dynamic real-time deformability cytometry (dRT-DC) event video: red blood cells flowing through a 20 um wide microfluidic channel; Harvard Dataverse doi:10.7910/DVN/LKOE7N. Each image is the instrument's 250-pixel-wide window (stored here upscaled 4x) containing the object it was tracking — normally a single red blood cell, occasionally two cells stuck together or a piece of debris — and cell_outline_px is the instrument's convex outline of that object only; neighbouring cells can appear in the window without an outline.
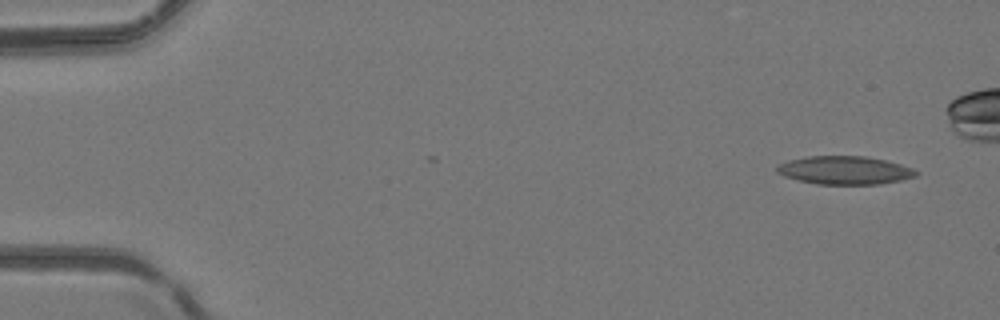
{"species": "common noctule bat (a hibernating species)", "species_latin": "Nyctalus noctula", "temperature_condition": "room temperature", "stored_images_in_passage": 7, "camera_frame_rate_fps": 3000, "um_per_image_px": 0.085, "animal": {"sex": "female", "body_mass_g": 24.6, "forearm_length_mm": 56.2}, "frame": {"image": 1, "passage_image": 1, "time_ms": 0.0, "image_size_px": [1000, 320], "cell_outline_px": [[920, 172], [916, 176], [900, 180], [880, 184], [816, 184], [784, 176], [776, 172], [776, 164], [788, 160], [808, 156], [864, 156], [884, 160], [900, 164], [912, 168]], "centroid_in_image_um": [71.77, 14.47], "position_along_channel_um": 13.2, "area_um2": 22.89}}
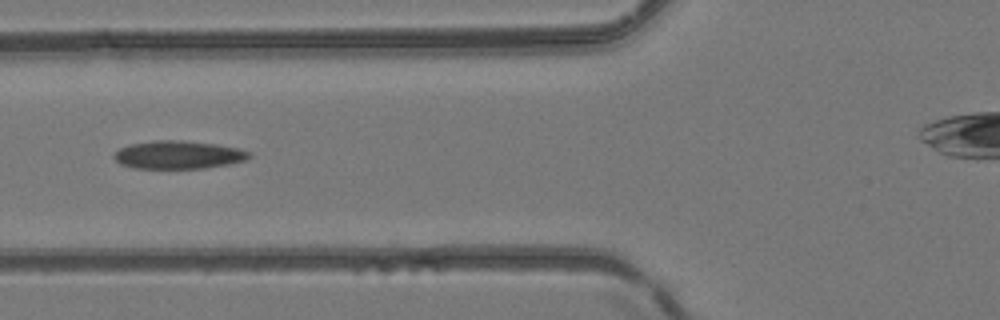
{"frame": {"image": 2, "passage_image": 6, "time_ms": 5.667, "image_size_px": [1000, 320], "cell_outline_px": [[252, 156], [248, 160], [228, 164], [204, 168], [136, 168], [120, 164], [112, 156], [120, 148], [128, 144], [152, 140], [184, 140], [216, 144], [240, 148], [252, 152]], "centroid_in_image_um": [15.2, 13.15], "position_along_channel_um": 110.6, "area_um2": 22.37}}